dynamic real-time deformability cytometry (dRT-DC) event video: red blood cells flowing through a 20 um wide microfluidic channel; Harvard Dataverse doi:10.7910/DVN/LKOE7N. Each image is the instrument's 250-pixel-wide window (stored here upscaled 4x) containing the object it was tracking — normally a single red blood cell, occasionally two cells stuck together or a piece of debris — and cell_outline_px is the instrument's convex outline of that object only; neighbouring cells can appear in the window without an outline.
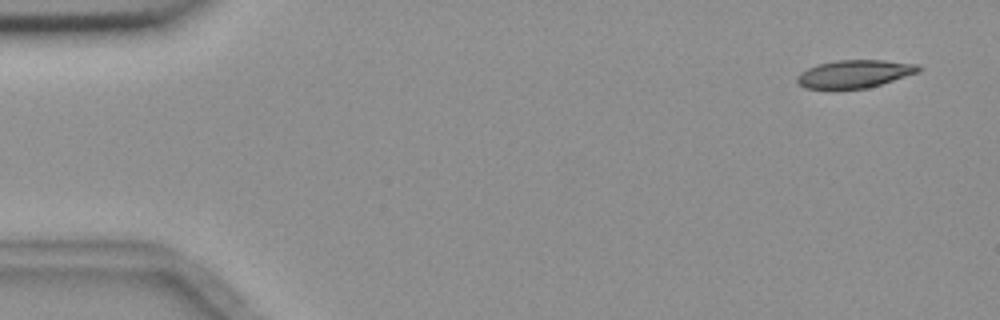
{"species": "common noctule bat (a hibernating species)", "species_latin": "Nyctalus noctula", "temperature_condition": "room temperature", "stored_images_in_passage": 6, "camera_frame_rate_fps": 3000, "um_per_image_px": 0.085, "animal": {"sex": "female", "body_mass_g": 18.4}, "frame": {"image": 1, "passage_image": 1, "time_ms": 0.0, "image_size_px": [1000, 320], "cell_outline_px": [[924, 68], [920, 72], [868, 88], [804, 88], [796, 80], [796, 76], [800, 72], [816, 64], [836, 60], [884, 60], [920, 64]], "centroid_in_image_um": [72.68, 6.26], "position_along_channel_um": 12.3, "area_um2": 19.83}}